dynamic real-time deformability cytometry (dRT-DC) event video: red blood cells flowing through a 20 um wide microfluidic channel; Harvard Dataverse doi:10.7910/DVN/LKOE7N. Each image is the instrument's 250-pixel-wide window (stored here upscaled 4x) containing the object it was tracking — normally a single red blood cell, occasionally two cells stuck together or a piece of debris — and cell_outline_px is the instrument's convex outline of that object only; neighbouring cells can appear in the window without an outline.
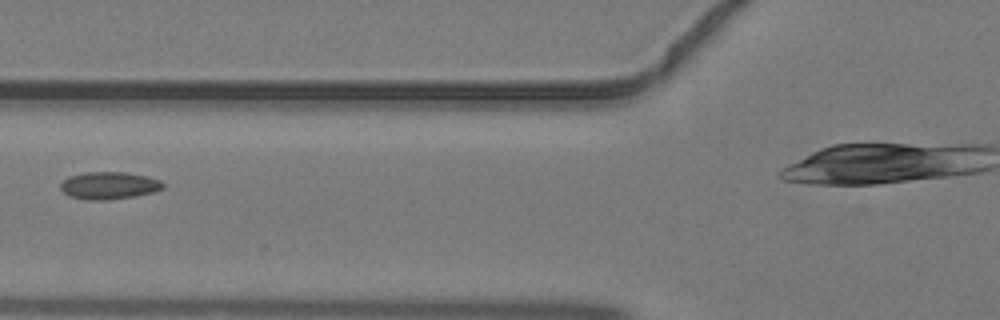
{"species": "common noctule bat (a hibernating species)", "species_latin": "Nyctalus noctula", "temperature_condition": "warm", "stored_images_in_passage": 5, "camera_frame_rate_fps": 3000, "um_per_image_px": 0.085, "animal": {"sex": "male", "body_mass_g": 19.2, "forearm_length_mm": 51.8}, "frame": {"image": 1, "passage_image": 2, "time_ms": 0.333, "image_size_px": [1000, 320], "cell_outline_px": [[164, 188], [152, 192], [136, 196], [108, 200], [88, 200], [68, 196], [60, 188], [60, 184], [68, 176], [84, 172], [124, 172], [148, 176], [160, 180], [164, 184]], "centroid_in_image_um": [9.26, 15.77], "position_along_channel_um": 116.5, "area_um2": 16.47}}
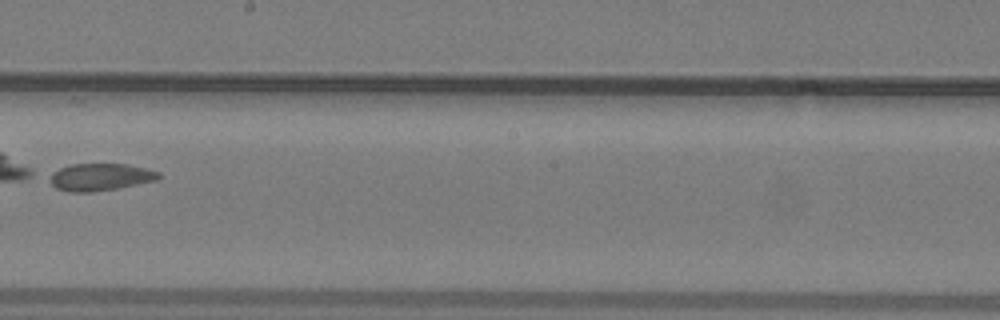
{"frame": {"image": 2, "passage_image": 5, "time_ms": 1.333, "image_size_px": [1000, 320], "cell_outline_px": [[160, 180], [116, 188], [92, 192], [72, 192], [56, 188], [52, 184], [52, 172], [60, 168], [72, 164], [128, 164], [160, 172]], "centroid_in_image_um": [8.58, 15.04], "position_along_channel_um": 239.6, "area_um2": 17.11}}